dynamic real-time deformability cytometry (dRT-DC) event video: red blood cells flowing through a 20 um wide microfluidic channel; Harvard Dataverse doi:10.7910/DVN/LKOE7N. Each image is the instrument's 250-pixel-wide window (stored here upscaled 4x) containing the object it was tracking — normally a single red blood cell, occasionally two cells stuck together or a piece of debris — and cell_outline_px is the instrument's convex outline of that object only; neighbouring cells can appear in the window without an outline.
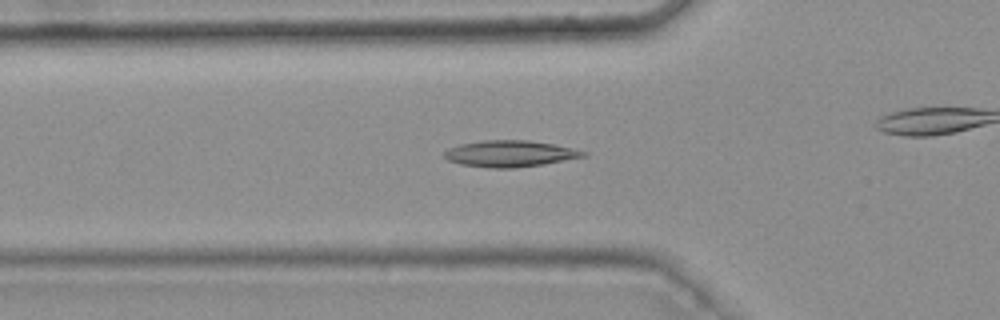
{"species": "common noctule bat (a hibernating species)", "species_latin": "Nyctalus noctula", "temperature_condition": "warm", "stored_images_in_passage": 41, "camera_frame_rate_fps": 3000, "um_per_image_px": 0.085, "animal": {"sex": "female", "body_mass_g": 25.1}, "frame": {"image": 1, "passage_image": 18, "time_ms": 5.667, "image_size_px": [1000, 320], "cell_outline_px": [[588, 156], [544, 164], [516, 168], [488, 168], [460, 164], [448, 160], [444, 156], [444, 152], [448, 148], [460, 144], [480, 140], [528, 140], [552, 144], [572, 148], [588, 152]], "centroid_in_image_um": [43.34, 13.06], "position_along_channel_um": 82.5, "area_um2": 21.5}}
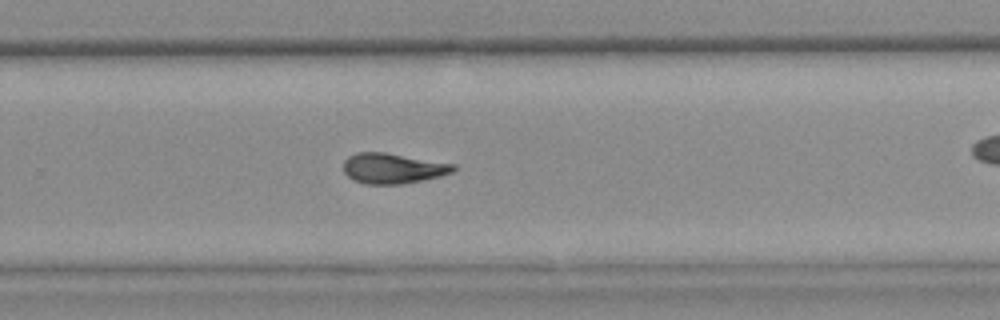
{"frame": {"image": 2, "passage_image": 35, "time_ms": 11.333, "image_size_px": [1000, 320], "cell_outline_px": [[456, 168], [452, 172], [440, 176], [424, 180], [400, 184], [364, 184], [352, 180], [344, 172], [344, 160], [348, 156], [356, 152], [384, 152], [456, 164]], "centroid_in_image_um": [33.38, 14.31], "position_along_channel_um": 296.4, "area_um2": 19.54}, "authors_computed_cell_mechanics": {"area_um2": 19.7676, "velocity_mm_per_s": 3.7785, "shape_relaxation_time_tau1_ms": null, "shape_relaxation_time_tau2_ms": 2.7128, "deformation_change_tau1": null, "deformation_change_tau2": 0.0974}}